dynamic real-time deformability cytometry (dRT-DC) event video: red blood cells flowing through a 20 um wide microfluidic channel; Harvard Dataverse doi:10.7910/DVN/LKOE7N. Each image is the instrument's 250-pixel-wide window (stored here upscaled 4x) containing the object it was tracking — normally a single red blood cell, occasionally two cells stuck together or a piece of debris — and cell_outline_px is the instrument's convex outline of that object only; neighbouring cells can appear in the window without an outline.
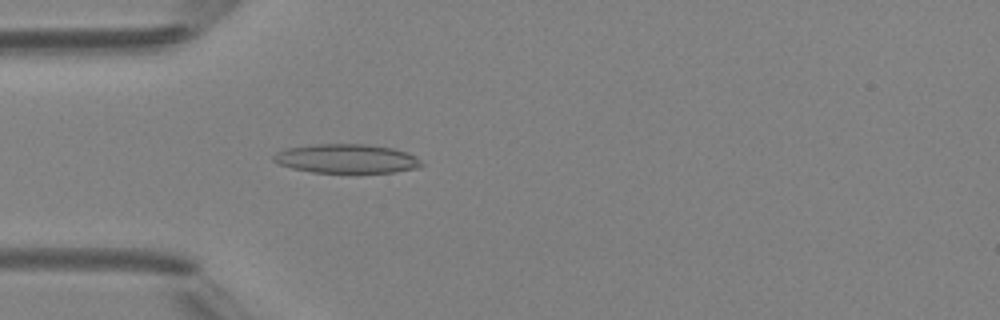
{"species": "Egyptian fruit bat (a non-hibernating species)", "species_latin": "Rousettus aegyptiacus", "temperature_condition": "room temperature", "stored_images_in_passage": 3, "camera_frame_rate_fps": 3000, "um_per_image_px": 0.085, "animal": {"sex": "female"}, "frame": {"image": 1, "passage_image": 3, "time_ms": 2.333, "image_size_px": [1000, 320], "cell_outline_px": [[424, 164], [420, 168], [392, 172], [312, 172], [292, 168], [280, 164], [272, 160], [272, 156], [276, 152], [284, 148], [316, 144], [364, 144], [392, 148], [416, 156]], "centroid_in_image_um": [29.44, 13.48], "position_along_channel_um": 55.6, "area_um2": 24.97}}